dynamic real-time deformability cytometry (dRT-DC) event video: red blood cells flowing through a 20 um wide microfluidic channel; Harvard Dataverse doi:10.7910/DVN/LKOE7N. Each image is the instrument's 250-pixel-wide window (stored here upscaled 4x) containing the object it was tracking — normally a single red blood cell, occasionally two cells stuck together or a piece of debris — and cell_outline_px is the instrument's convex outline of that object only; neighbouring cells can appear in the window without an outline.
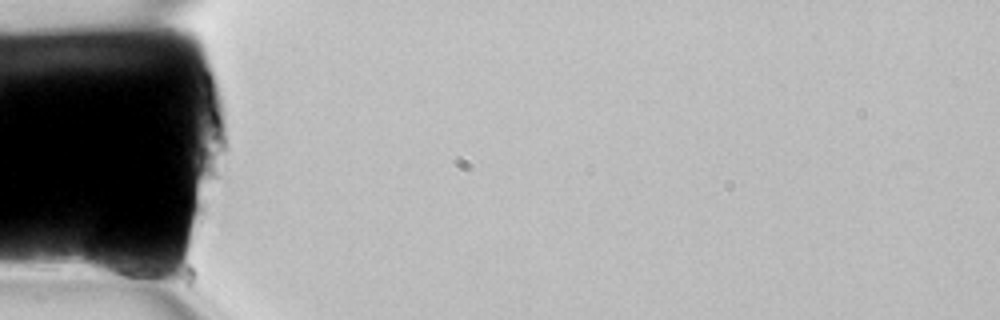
{"species": "common noctule bat (a hibernating species)", "species_latin": "Nyctalus noctula", "temperature_condition": "room temperature", "stored_images_in_passage": 2, "camera_frame_rate_fps": 3000, "um_per_image_px": 0.085, "animal": {"sex": "female", "body_mass_g": 22.7, "forearm_length_mm": 54.2}, "frame": {"image": 1, "passage_image": 1, "time_ms": 0.0, "image_size_px": [1000, 320], "cell_outline_px": [[156, 272], [152, 276], [112, 276], [92, 272], [84, 264], [84, 260], [88, 236], [92, 232], [100, 228], [140, 256], [156, 268]], "centroid_in_image_um": [9.69, 21.88], "position_along_channel_um": 75.3, "area_um2": 15.32}}